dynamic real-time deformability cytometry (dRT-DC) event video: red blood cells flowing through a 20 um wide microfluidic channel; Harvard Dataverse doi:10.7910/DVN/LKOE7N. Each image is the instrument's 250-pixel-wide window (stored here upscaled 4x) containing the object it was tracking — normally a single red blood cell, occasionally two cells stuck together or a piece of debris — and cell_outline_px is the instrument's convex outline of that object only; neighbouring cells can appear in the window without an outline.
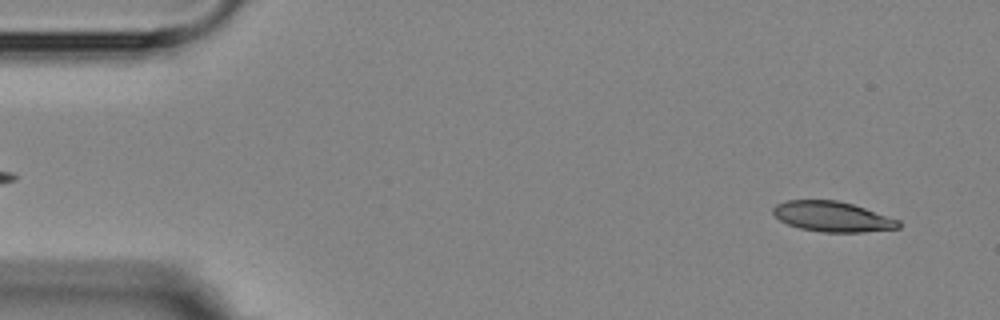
{"species": "Egyptian fruit bat (a non-hibernating species)", "species_latin": "Rousettus aegyptiacus", "temperature_condition": "room temperature", "stored_images_in_passage": 5, "segment_of_instrument_passage": [2, 2], "camera_frame_rate_fps": 3000, "um_per_image_px": 0.085, "animal": {"sex": "female"}, "frame": {"image": 1, "passage_image": 5, "time_ms": 4.667, "image_size_px": [1000, 320], "cell_outline_px": [[900, 228], [864, 232], [824, 232], [800, 228], [788, 224], [780, 220], [772, 212], [772, 208], [776, 204], [788, 200], [836, 200], [852, 204], [900, 220]], "centroid_in_image_um": [70.75, 18.41], "position_along_channel_um": 14.2, "area_um2": 21.96}}